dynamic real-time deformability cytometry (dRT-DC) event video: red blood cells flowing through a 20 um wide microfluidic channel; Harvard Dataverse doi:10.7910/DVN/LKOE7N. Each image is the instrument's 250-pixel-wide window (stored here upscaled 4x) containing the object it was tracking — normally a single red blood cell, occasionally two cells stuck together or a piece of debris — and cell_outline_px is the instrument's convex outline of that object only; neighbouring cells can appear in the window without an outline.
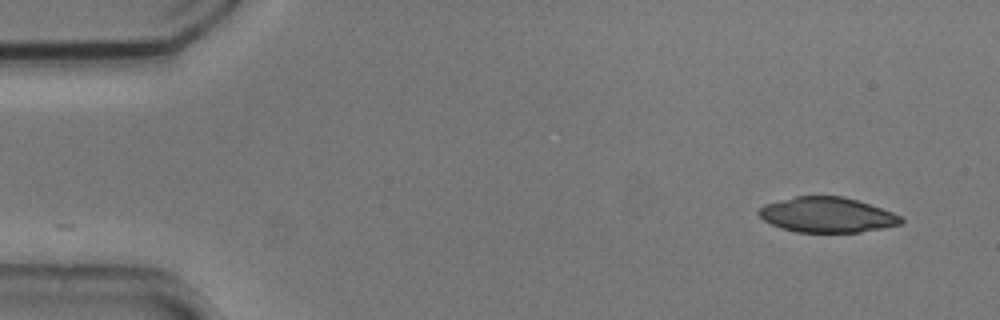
{"species": "common noctule bat (a hibernating species)", "species_latin": "Nyctalus noctula", "temperature_condition": "cold", "stored_images_in_passage": 51, "camera_frame_rate_fps": 3000, "um_per_image_px": 0.085, "animal": {"sex": "male", "body_mass_g": 20.5, "forearm_length_mm": 52.5}, "frame": {"image": 1, "passage_image": 1, "time_ms": 0.0, "image_size_px": [1000, 320], "cell_outline_px": [[904, 224], [884, 228], [860, 232], [796, 232], [772, 224], [764, 220], [756, 212], [764, 204], [796, 196], [844, 196], [892, 212], [900, 216], [904, 220]], "centroid_in_image_um": [70.32, 18.26], "position_along_channel_um": 14.7, "area_um2": 29.02}}
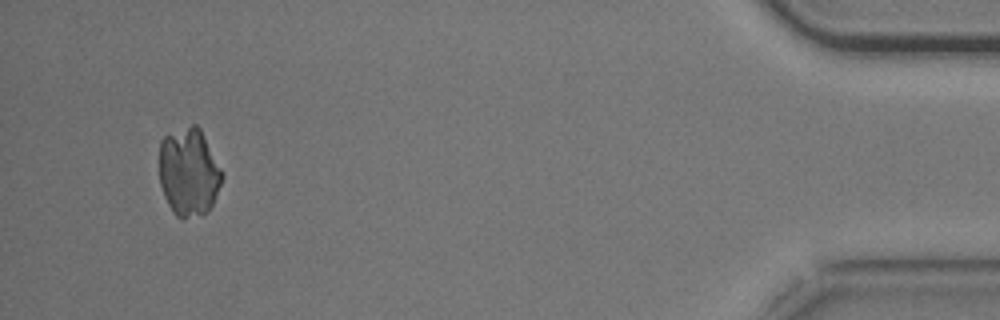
{"frame": {"image": 2, "passage_image": 48, "time_ms": 15.667, "image_size_px": [1000, 320], "cell_outline_px": [[224, 176], [212, 204], [208, 212], [200, 216], [176, 216], [172, 212], [164, 196], [160, 184], [160, 140], [164, 136], [192, 124], [196, 124], [200, 128], [224, 172]], "centroid_in_image_um": [16.06, 14.62], "position_along_channel_um": 419.1, "area_um2": 32.25}}